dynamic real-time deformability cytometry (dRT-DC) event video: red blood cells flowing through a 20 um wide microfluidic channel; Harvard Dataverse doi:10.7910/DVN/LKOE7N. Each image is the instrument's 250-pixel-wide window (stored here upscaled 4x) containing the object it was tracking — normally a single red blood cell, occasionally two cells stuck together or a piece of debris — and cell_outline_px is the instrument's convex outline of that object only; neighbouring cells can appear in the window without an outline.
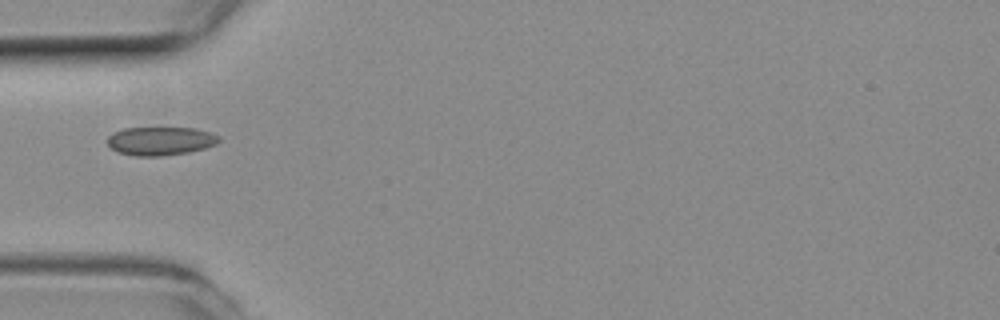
{"species": "common noctule bat (a hibernating species)", "species_latin": "Nyctalus noctula", "temperature_condition": "room temperature", "stored_images_in_passage": 34, "camera_frame_rate_fps": 3000, "um_per_image_px": 0.085, "animal": {"sex": "female", "body_mass_g": 19.3, "forearm_length_mm": 54.1}, "frame": {"image": 1, "passage_image": 1, "time_ms": 0.0, "image_size_px": [1000, 320], "cell_outline_px": [[220, 140], [216, 144], [204, 148], [188, 152], [160, 156], [136, 156], [120, 152], [112, 148], [108, 144], [108, 136], [112, 132], [124, 128], [196, 128], [220, 136]], "centroid_in_image_um": [13.64, 11.97], "position_along_channel_um": 71.4, "area_um2": 18.38}}
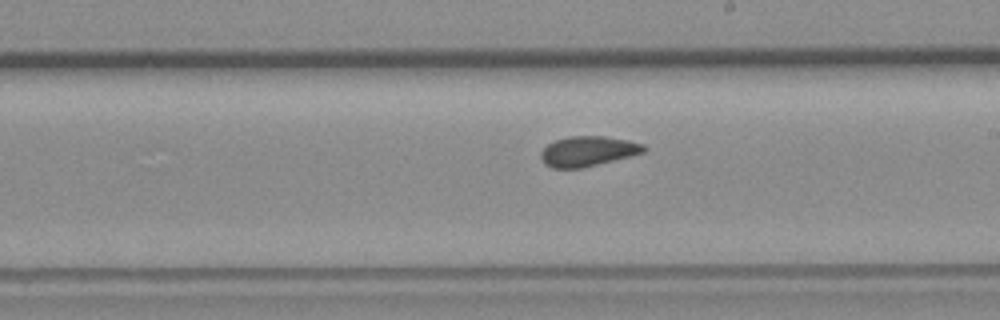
{"frame": {"image": 2, "passage_image": 14, "time_ms": 4.333, "image_size_px": [1000, 320], "cell_outline_px": [[648, 148], [644, 152], [580, 168], [552, 168], [544, 164], [540, 156], [540, 152], [548, 144], [556, 140], [568, 136], [604, 136], [628, 140], [644, 144]], "centroid_in_image_um": [49.95, 12.84], "position_along_channel_um": 239.1, "area_um2": 17.86}}
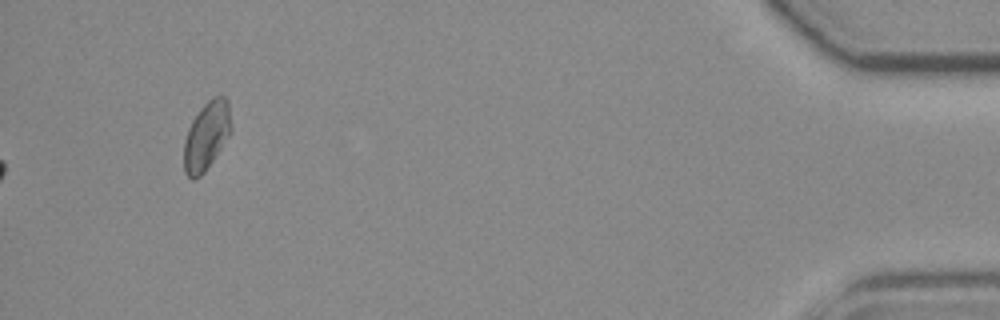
{"frame": {"image": 3, "passage_image": 34, "time_ms": 11.0, "image_size_px": [1000, 320], "cell_outline_px": [[232, 128], [228, 136], [204, 172], [200, 176], [192, 180], [184, 172], [184, 140], [188, 128], [192, 120], [200, 108], [212, 96], [224, 96], [228, 100]], "centroid_in_image_um": [17.54, 11.52], "position_along_channel_um": 417.7, "area_um2": 18.67}}